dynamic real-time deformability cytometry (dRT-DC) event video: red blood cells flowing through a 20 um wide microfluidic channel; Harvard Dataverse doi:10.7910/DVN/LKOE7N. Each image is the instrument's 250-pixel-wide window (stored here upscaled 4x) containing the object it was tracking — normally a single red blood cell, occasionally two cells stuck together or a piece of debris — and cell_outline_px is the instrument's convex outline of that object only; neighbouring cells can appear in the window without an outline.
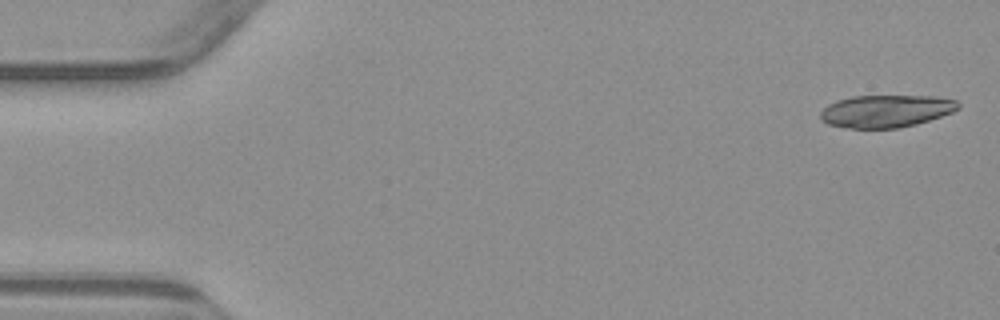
{"species": "common noctule bat (a hibernating species)", "species_latin": "Nyctalus noctula", "temperature_condition": "warm", "stored_images_in_passage": 4, "camera_frame_rate_fps": 3000, "um_per_image_px": 0.085, "animal": {"sex": "male", "body_mass_g": 23.1, "forearm_length_mm": 52.7}, "frame": {"image": 1, "passage_image": 1, "time_ms": 0.0, "image_size_px": [1000, 320], "cell_outline_px": [[960, 108], [952, 112], [916, 124], [900, 128], [852, 128], [828, 124], [820, 120], [820, 112], [828, 104], [836, 100], [852, 96], [936, 96], [956, 100], [960, 104]], "centroid_in_image_um": [75.3, 9.43], "position_along_channel_um": 9.7, "area_um2": 26.07}}
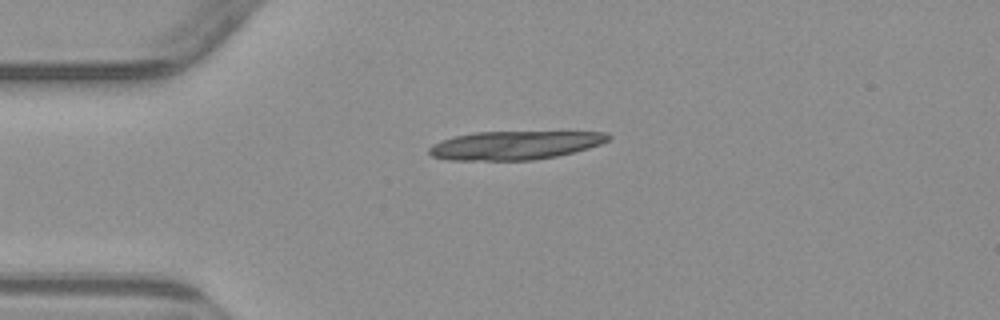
{"frame": {"image": 2, "passage_image": 4, "time_ms": 3.667, "image_size_px": [1000, 320], "cell_outline_px": [[612, 136], [608, 140], [600, 144], [588, 148], [556, 156], [532, 160], [448, 160], [432, 156], [428, 152], [428, 148], [432, 144], [440, 140], [456, 136], [476, 132], [608, 132]], "centroid_in_image_um": [43.73, 12.35], "position_along_channel_um": 41.3, "area_um2": 29.71}}